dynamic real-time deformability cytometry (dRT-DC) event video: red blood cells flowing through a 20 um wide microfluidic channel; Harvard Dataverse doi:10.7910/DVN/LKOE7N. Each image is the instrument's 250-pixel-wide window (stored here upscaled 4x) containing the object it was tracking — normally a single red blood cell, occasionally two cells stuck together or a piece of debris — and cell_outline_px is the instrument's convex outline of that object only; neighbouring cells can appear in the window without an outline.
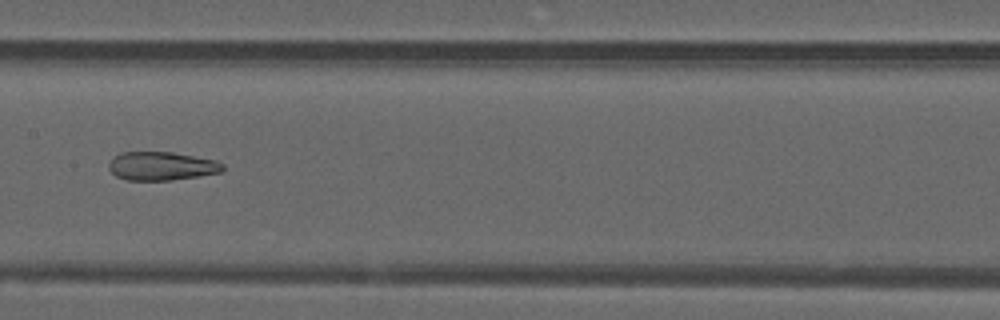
{"species": "common noctule bat (a hibernating species)", "species_latin": "Nyctalus noctula", "temperature_condition": "warm", "stored_images_in_passage": 31, "camera_frame_rate_fps": 3000, "um_per_image_px": 0.085, "animal": {"sex": "male", "forearm_length_mm": 52.5}, "frame": {"image": 1, "passage_image": 26, "time_ms": 8.333, "image_size_px": [1000, 320], "cell_outline_px": [[224, 168], [220, 172], [172, 180], [128, 180], [116, 176], [108, 168], [108, 164], [120, 152], [172, 152], [216, 160], [224, 164]], "centroid_in_image_um": [13.73, 14.11], "position_along_channel_um": 193.7, "area_um2": 18.79}}
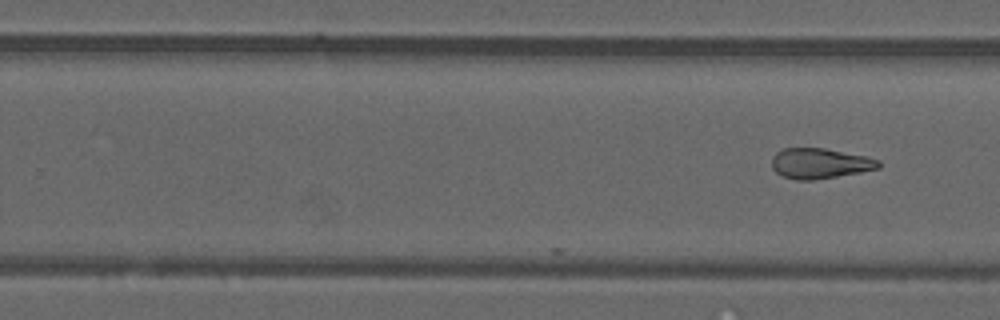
{"frame": {"image": 2, "passage_image": 31, "time_ms": 10.0, "image_size_px": [1000, 320], "cell_outline_px": [[880, 168], [860, 172], [812, 180], [796, 180], [784, 176], [776, 172], [772, 168], [772, 156], [776, 152], [784, 148], [824, 148], [864, 156], [880, 160]], "centroid_in_image_um": [69.67, 13.88], "position_along_channel_um": 260.1, "area_um2": 18.73}}